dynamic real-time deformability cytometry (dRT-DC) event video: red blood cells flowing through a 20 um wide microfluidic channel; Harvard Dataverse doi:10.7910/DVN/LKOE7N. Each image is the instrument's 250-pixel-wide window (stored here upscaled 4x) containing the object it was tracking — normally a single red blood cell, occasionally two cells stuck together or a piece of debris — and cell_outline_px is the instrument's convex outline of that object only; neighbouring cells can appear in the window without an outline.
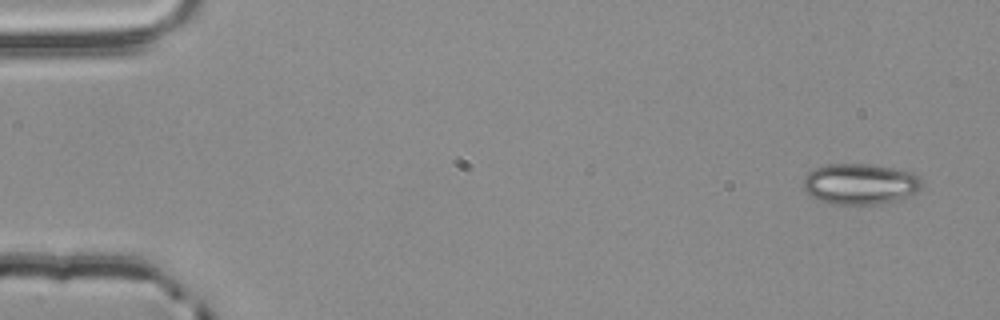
{"species": "common noctule bat (a hibernating species)", "species_latin": "Nyctalus noctula", "temperature_condition": "room temperature", "stored_images_in_passage": 4, "camera_frame_rate_fps": 3000, "um_per_image_px": 0.085, "animal": {"sex": "male", "body_mass_g": 20.4}, "frame": {"image": 1, "passage_image": 1, "time_ms": 0.0, "image_size_px": [1000, 320], "cell_outline_px": [[924, 184], [916, 192], [904, 200], [880, 204], [832, 204], [820, 200], [812, 196], [804, 188], [804, 176], [812, 168], [828, 164], [868, 164], [892, 168], [912, 172], [920, 176]], "centroid_in_image_um": [73.16, 15.64], "position_along_channel_um": 11.8, "area_um2": 28.55}}